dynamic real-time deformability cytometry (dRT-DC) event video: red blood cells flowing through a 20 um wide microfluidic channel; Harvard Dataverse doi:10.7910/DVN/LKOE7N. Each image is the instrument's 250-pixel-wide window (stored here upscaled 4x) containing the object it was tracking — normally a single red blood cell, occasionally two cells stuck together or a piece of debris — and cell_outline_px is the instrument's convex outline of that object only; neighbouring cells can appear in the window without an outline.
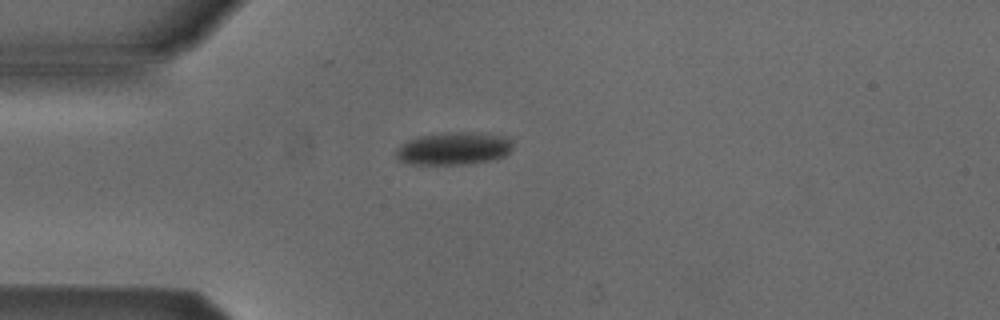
{"species": "Egyptian fruit bat (a non-hibernating species)", "species_latin": "Rousettus aegyptiacus", "temperature_condition": "cold", "stored_images_in_passage": 28, "camera_frame_rate_fps": 3000, "um_per_image_px": 0.085, "animal": {"sex": "male"}, "frame": {"image": 1, "passage_image": 1, "time_ms": 0.0, "image_size_px": [1000, 320], "cell_outline_px": [[512, 148], [504, 156], [488, 160], [464, 164], [404, 164], [396, 160], [396, 148], [400, 144], [416, 136], [444, 132], [472, 132], [496, 136], [508, 140]], "centroid_in_image_um": [38.4, 12.63], "position_along_channel_um": 46.6, "area_um2": 22.02}}
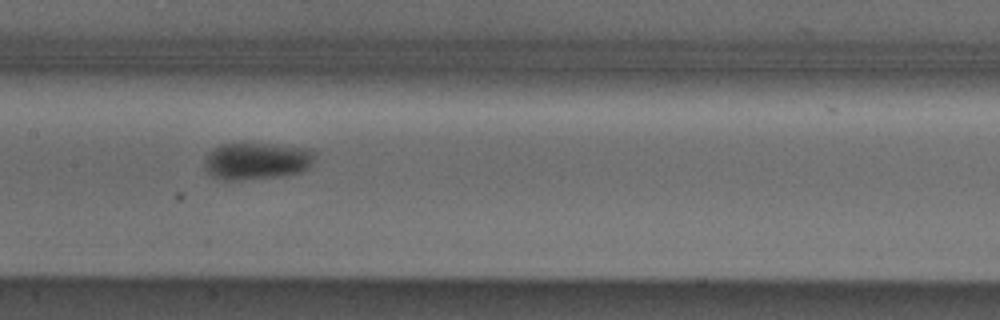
{"frame": {"image": 2, "passage_image": 13, "time_ms": 4.0, "image_size_px": [1000, 320], "cell_outline_px": [[316, 152], [312, 164], [308, 168], [300, 172], [284, 176], [236, 180], [224, 180], [212, 176], [204, 168], [204, 160], [216, 148], [224, 144], [272, 144], [312, 148]], "centroid_in_image_um": [21.89, 13.69], "position_along_channel_um": 185.5, "area_um2": 23.76}}
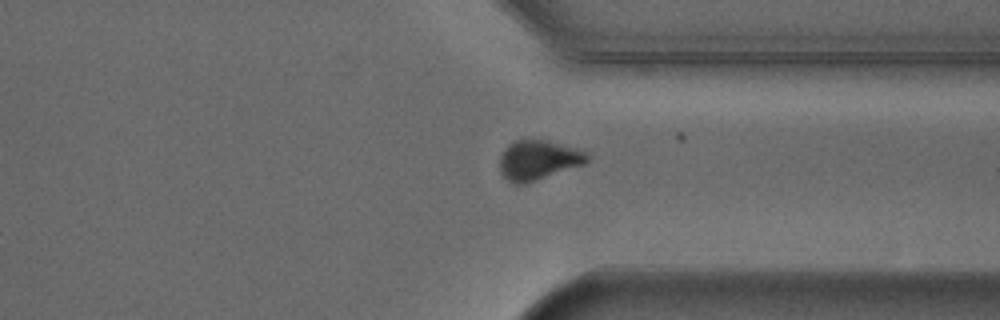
{"frame": {"image": 3, "passage_image": 27, "time_ms": 8.667, "image_size_px": [1000, 320], "cell_outline_px": [[588, 160], [584, 164], [524, 184], [512, 184], [500, 172], [500, 156], [504, 148], [512, 140], [548, 140], [576, 148], [584, 152], [588, 156]], "centroid_in_image_um": [45.71, 13.6], "position_along_channel_um": 365.7, "area_um2": 20.11}, "authors_computed_cell_mechanics": {"area_um2": 23.0333, "velocity_mm_per_s": 3.8709, "shape_relaxation_time_tau1_ms": 7.9511, "shape_relaxation_time_tau2_ms": null, "deformation_change_tau1": 0.137, "deformation_change_tau2": null}}